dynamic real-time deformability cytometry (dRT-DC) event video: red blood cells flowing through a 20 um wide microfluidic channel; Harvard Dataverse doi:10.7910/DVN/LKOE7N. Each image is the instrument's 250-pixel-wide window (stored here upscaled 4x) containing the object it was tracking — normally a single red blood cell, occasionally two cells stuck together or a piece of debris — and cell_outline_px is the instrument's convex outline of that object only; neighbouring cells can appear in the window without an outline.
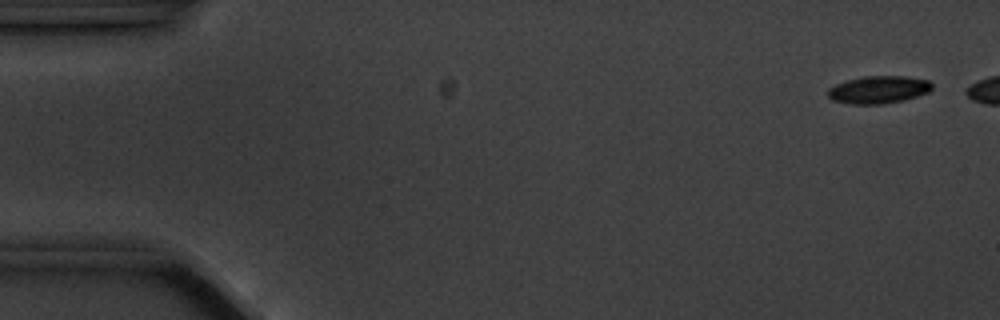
{"species": "common noctule bat (a hibernating species)", "species_latin": "Nyctalus noctula", "temperature_condition": "cold", "stored_images_in_passage": 6, "camera_frame_rate_fps": 3000, "um_per_image_px": 0.085, "animal": {"sex": "male", "body_mass_g": 20.1, "forearm_length_mm": 53.5}, "frame": {"image": 1, "passage_image": 1, "time_ms": 0.0, "image_size_px": [1000, 320], "cell_outline_px": [[932, 88], [928, 92], [904, 100], [880, 104], [852, 104], [832, 100], [828, 96], [828, 88], [836, 84], [848, 80], [864, 76], [904, 76], [928, 80], [932, 84]], "centroid_in_image_um": [74.67, 7.62], "position_along_channel_um": 10.3, "area_um2": 16.59}}